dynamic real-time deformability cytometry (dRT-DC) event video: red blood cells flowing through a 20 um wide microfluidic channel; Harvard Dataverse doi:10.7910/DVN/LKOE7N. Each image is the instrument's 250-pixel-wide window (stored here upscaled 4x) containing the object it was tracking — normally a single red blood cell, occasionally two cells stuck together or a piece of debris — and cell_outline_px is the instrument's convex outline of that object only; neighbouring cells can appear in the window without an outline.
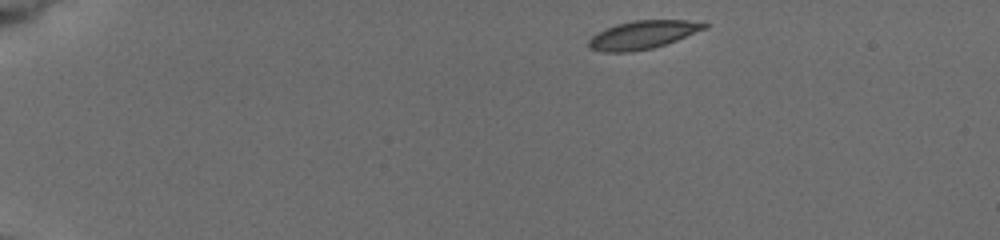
{"species": "common noctule bat (a hibernating species)", "species_latin": "Nyctalus noctula", "temperature_condition": "cold", "stored_images_in_passage": 23, "camera_frame_rate_fps": 3000, "um_per_image_px": 0.085, "animal": {"sex": "female", "body_mass_g": 19.5, "forearm_length_mm": 54.1}, "frame": {"image": 1, "passage_image": 1, "time_ms": 0.0, "image_size_px": [1000, 240], "cell_outline_px": [[708, 28], [676, 40], [652, 48], [628, 52], [600, 52], [588, 48], [588, 40], [596, 32], [604, 28], [616, 24], [632, 20], [688, 20], [708, 24]], "centroid_in_image_um": [54.58, 2.95], "position_along_channel_um": 30.4, "area_um2": 19.13}}